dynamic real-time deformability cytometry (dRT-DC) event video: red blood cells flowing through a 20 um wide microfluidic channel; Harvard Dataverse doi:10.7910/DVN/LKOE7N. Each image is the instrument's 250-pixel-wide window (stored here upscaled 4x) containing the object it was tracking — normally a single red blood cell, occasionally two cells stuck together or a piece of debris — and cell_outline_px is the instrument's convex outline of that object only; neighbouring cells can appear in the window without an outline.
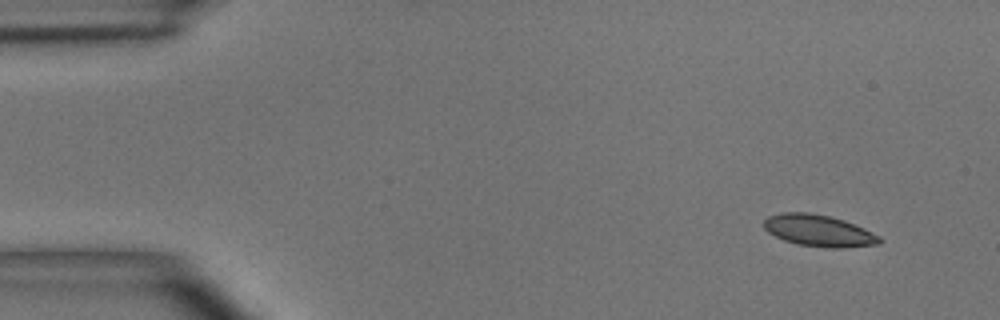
{"species": "common noctule bat (a hibernating species)", "species_latin": "Nyctalus noctula", "temperature_condition": "room temperature", "stored_images_in_passage": 4, "camera_frame_rate_fps": 3000, "um_per_image_px": 0.085, "animal": {"sex": "male", "body_mass_g": 15.6}, "frame": {"image": 1, "passage_image": 1, "time_ms": 0.0, "image_size_px": [1000, 320], "cell_outline_px": [[884, 240], [880, 244], [844, 248], [828, 248], [796, 244], [784, 240], [768, 232], [764, 228], [764, 220], [768, 216], [784, 212], [808, 212], [828, 216], [844, 220], [864, 228], [880, 236]], "centroid_in_image_um": [69.62, 19.61], "position_along_channel_um": 15.4, "area_um2": 21.44}}
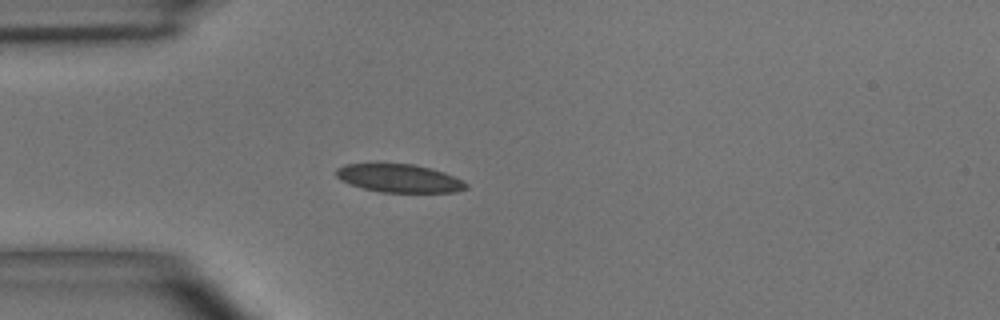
{"frame": {"image": 2, "passage_image": 4, "time_ms": 3.333, "image_size_px": [1000, 320], "cell_outline_px": [[468, 188], [456, 192], [380, 192], [364, 188], [340, 180], [336, 176], [336, 168], [344, 164], [412, 164], [444, 172], [468, 184]], "centroid_in_image_um": [33.92, 15.16], "position_along_channel_um": 51.1, "area_um2": 21.04}}